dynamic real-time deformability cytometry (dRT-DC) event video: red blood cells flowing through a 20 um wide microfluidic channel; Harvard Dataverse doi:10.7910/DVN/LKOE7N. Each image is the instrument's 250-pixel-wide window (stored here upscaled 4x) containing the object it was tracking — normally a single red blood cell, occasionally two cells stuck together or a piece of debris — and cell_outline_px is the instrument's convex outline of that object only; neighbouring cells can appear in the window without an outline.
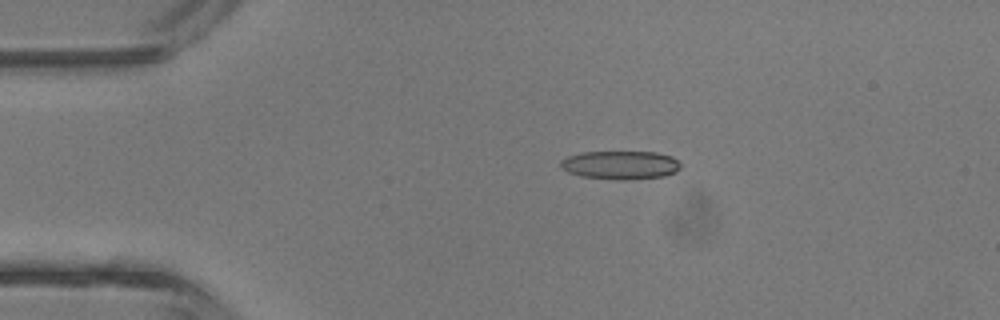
{"species": "common noctule bat (a hibernating species)", "species_latin": "Nyctalus noctula", "temperature_condition": "room temperature", "stored_images_in_passage": 44, "camera_frame_rate_fps": 3000, "um_per_image_px": 0.085, "animal": {"sex": "male", "body_mass_g": 13.3}, "frame": {"image": 1, "passage_image": 9, "time_ms": 2.667, "image_size_px": [1000, 320], "cell_outline_px": [[680, 168], [676, 172], [664, 176], [632, 180], [616, 180], [580, 176], [568, 172], [560, 164], [560, 160], [568, 156], [584, 152], [656, 152], [672, 156], [680, 164]], "centroid_in_image_um": [52.75, 14.03], "position_along_channel_um": 32.2, "area_um2": 20.0}}
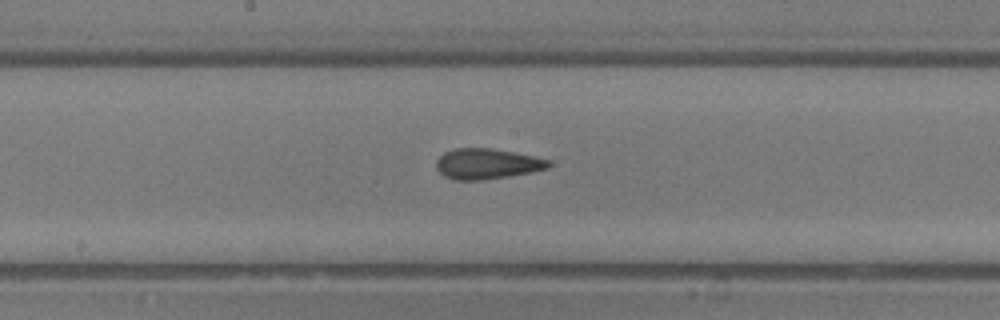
{"frame": {"image": 2, "passage_image": 23, "time_ms": 7.333, "image_size_px": [1000, 320], "cell_outline_px": [[552, 164], [548, 168], [532, 172], [484, 180], [452, 180], [444, 176], [436, 168], [436, 160], [444, 152], [456, 148], [492, 148], [532, 156], [548, 160]], "centroid_in_image_um": [41.36, 13.93], "position_along_channel_um": 206.8, "area_um2": 19.94}}
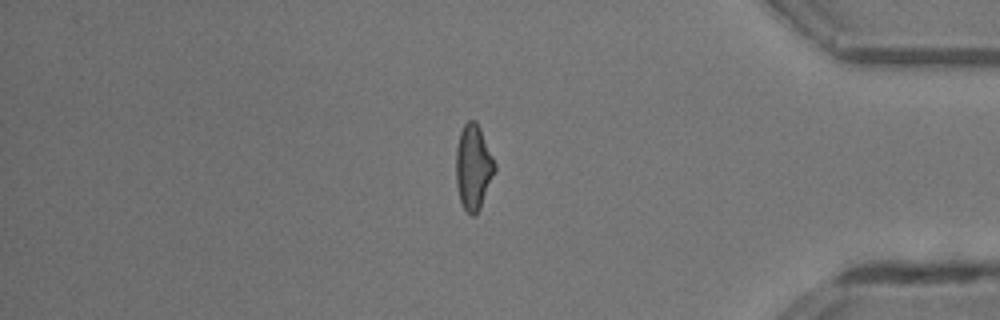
{"frame": {"image": 3, "passage_image": 37, "time_ms": 12.0, "image_size_px": [1000, 320], "cell_outline_px": [[496, 172], [480, 208], [476, 216], [472, 216], [464, 208], [460, 200], [456, 184], [456, 148], [460, 132], [464, 124], [468, 120], [476, 120], [480, 128], [496, 164]], "centroid_in_image_um": [40.24, 14.21], "position_along_channel_um": 395.0, "area_um2": 19.36}, "authors_computed_cell_mechanics": {"area_um2": 19.4208, "velocity_mm_per_s": 4.706, "shape_relaxation_time_tau1_ms": 6.2767, "shape_relaxation_time_tau2_ms": 2.2646, "deformation_change_tau1": 0.1598, "deformation_change_tau2": 0.1237}}